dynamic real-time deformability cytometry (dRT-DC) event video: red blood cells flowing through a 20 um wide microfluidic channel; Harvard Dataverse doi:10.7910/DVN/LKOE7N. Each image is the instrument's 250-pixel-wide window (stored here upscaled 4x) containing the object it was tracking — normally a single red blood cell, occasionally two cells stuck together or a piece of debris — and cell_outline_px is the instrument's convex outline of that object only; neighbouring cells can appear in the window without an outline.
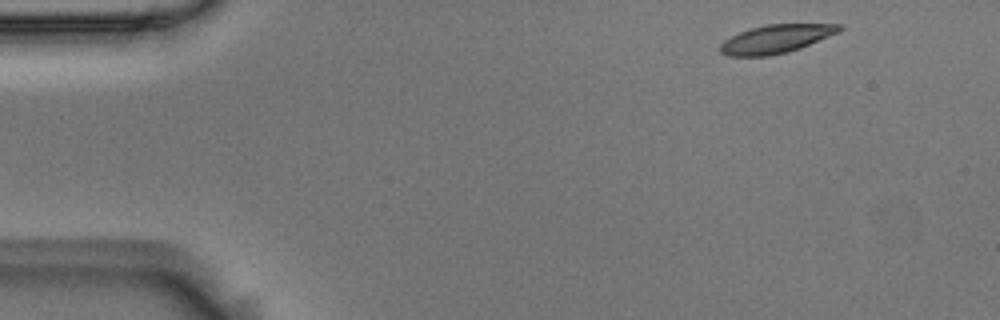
{"species": "Egyptian fruit bat (a non-hibernating species)", "species_latin": "Rousettus aegyptiacus", "temperature_condition": "room temperature", "stored_images_in_passage": 50, "camera_frame_rate_fps": 3000, "um_per_image_px": 0.085, "animal": {"sex": "male"}, "frame": {"image": 1, "passage_image": 1, "time_ms": 0.0, "image_size_px": [1000, 320], "cell_outline_px": [[844, 28], [840, 32], [800, 48], [788, 52], [768, 56], [728, 56], [720, 52], [720, 44], [724, 40], [740, 32], [752, 28], [768, 24], [840, 24]], "centroid_in_image_um": [65.98, 3.31], "position_along_channel_um": 19.0, "area_um2": 19.65}}
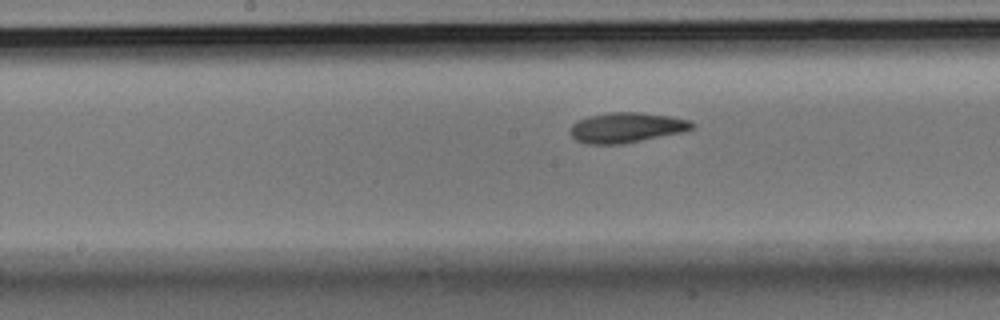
{"frame": {"image": 2, "passage_image": 23, "time_ms": 7.333, "image_size_px": [1000, 320], "cell_outline_px": [[696, 124], [692, 128], [684, 132], [624, 144], [588, 144], [576, 140], [568, 132], [572, 124], [588, 116], [612, 112], [640, 112], [668, 116], [688, 120]], "centroid_in_image_um": [53.24, 10.85], "position_along_channel_um": 195.0, "area_um2": 21.44}}
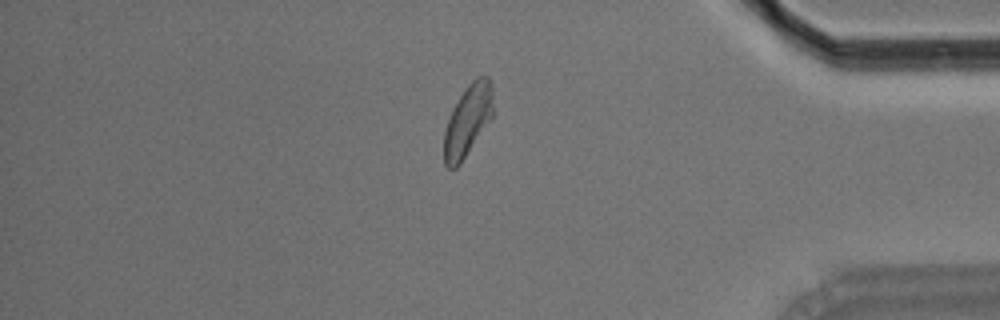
{"frame": {"image": 3, "passage_image": 42, "time_ms": 13.667, "image_size_px": [1000, 320], "cell_outline_px": [[492, 116], [460, 164], [456, 168], [448, 168], [444, 164], [444, 132], [452, 108], [468, 84], [476, 76], [488, 76], [492, 88]], "centroid_in_image_um": [39.74, 10.23], "position_along_channel_um": 395.5, "area_um2": 20.06}, "authors_computed_cell_mechanics": {"area_um2": 20.6924, "velocity_mm_per_s": 3.6312, "shape_relaxation_time_tau1_ms": 5.1636, "shape_relaxation_time_tau2_ms": 3.9312, "deformation_change_tau1": 0.1666, "deformation_change_tau2": 0.1052}}